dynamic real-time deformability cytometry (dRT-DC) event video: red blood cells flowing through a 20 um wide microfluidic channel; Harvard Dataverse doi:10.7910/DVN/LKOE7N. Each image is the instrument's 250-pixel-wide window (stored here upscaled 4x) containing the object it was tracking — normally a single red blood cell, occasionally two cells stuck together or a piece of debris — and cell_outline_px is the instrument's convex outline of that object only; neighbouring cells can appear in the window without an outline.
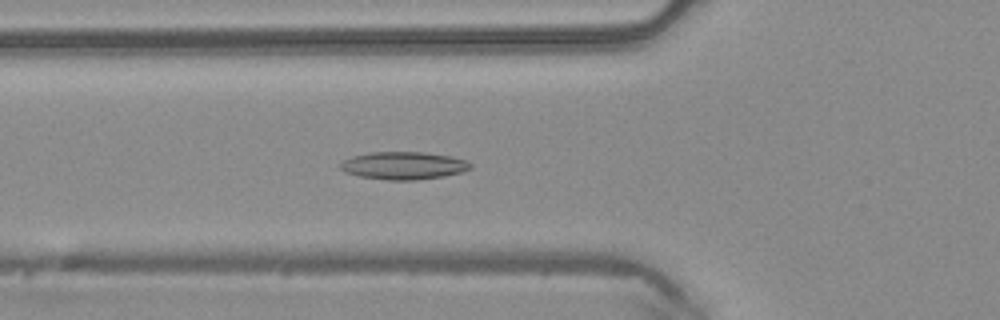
{"species": "common noctule bat (a hibernating species)", "species_latin": "Nyctalus noctula", "temperature_condition": "warm", "stored_images_in_passage": 49, "camera_frame_rate_fps": 3000, "um_per_image_px": 0.085, "animal": {"sex": "male", "body_mass_g": 20.4}, "frame": {"image": 1, "passage_image": 18, "time_ms": 5.667, "image_size_px": [1000, 320], "cell_outline_px": [[472, 168], [464, 172], [444, 176], [416, 180], [388, 180], [360, 176], [344, 172], [340, 168], [340, 164], [344, 160], [352, 156], [372, 152], [424, 152], [452, 156], [464, 160], [472, 164]], "centroid_in_image_um": [34.33, 14.07], "position_along_channel_um": 91.5, "area_um2": 21.04}}
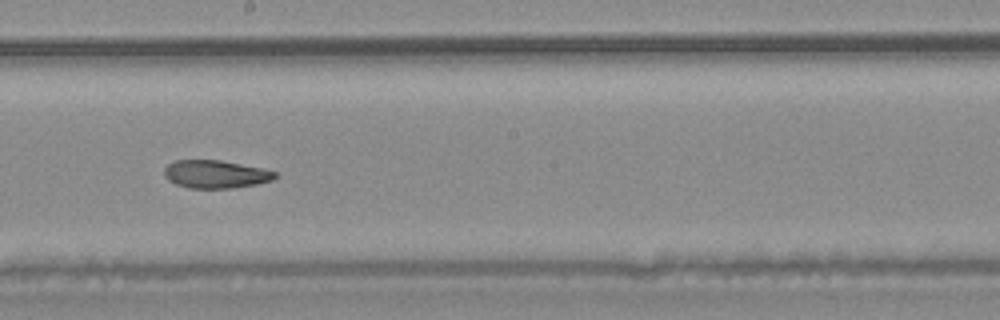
{"frame": {"image": 2, "passage_image": 28, "time_ms": 9.0, "image_size_px": [1000, 320], "cell_outline_px": [[276, 176], [272, 180], [256, 184], [232, 188], [188, 188], [176, 184], [168, 180], [164, 176], [164, 168], [168, 164], [176, 160], [220, 160], [260, 168], [276, 172]], "centroid_in_image_um": [18.28, 14.81], "position_along_channel_um": 229.9, "area_um2": 17.92}}
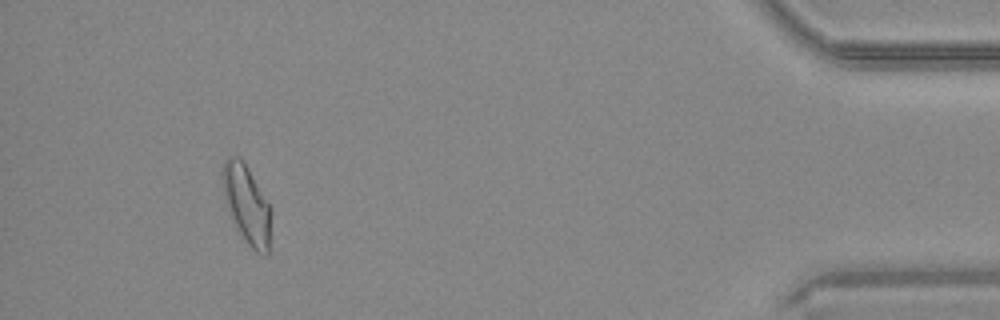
{"frame": {"image": 3, "passage_image": 46, "time_ms": 15.0, "image_size_px": [1000, 320], "cell_outline_px": [[272, 212], [268, 256], [260, 256], [248, 244], [236, 228], [228, 212], [224, 196], [220, 172], [224, 160], [228, 156], [240, 156], [272, 208]], "centroid_in_image_um": [20.97, 17.39], "position_along_channel_um": 414.2, "area_um2": 22.66}, "authors_computed_cell_mechanics": {"area_um2": 20.4034, "velocity_mm_per_s": 4.1405, "shape_relaxation_time_tau1_ms": null, "shape_relaxation_time_tau2_ms": 4.3955, "deformation_change_tau1": null, "deformation_change_tau2": 0.1208}}